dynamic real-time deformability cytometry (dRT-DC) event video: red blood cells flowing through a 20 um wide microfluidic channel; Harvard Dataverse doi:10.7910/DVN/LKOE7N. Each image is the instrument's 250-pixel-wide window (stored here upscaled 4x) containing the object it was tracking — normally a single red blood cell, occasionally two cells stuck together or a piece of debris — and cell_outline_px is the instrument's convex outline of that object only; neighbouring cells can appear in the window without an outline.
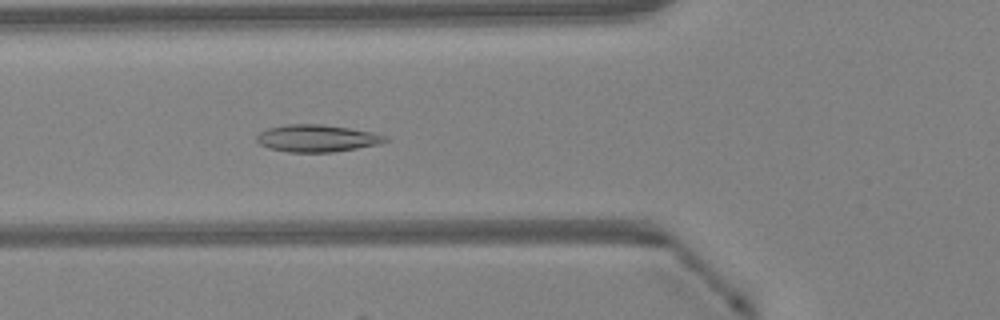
{"species": "Egyptian fruit bat (a non-hibernating species)", "species_latin": "Rousettus aegyptiacus", "temperature_condition": "warm", "stored_images_in_passage": 37, "camera_frame_rate_fps": 3000, "um_per_image_px": 0.085, "animal": {"sex": "female"}, "frame": {"image": 1, "passage_image": 7, "time_ms": 2.0, "image_size_px": [1000, 320], "cell_outline_px": [[392, 140], [380, 144], [332, 152], [288, 152], [268, 148], [260, 144], [256, 140], [256, 136], [260, 132], [268, 128], [288, 124], [320, 124], [348, 128], [372, 132], [388, 136]], "centroid_in_image_um": [26.97, 11.76], "position_along_channel_um": 98.8, "area_um2": 20.4}}
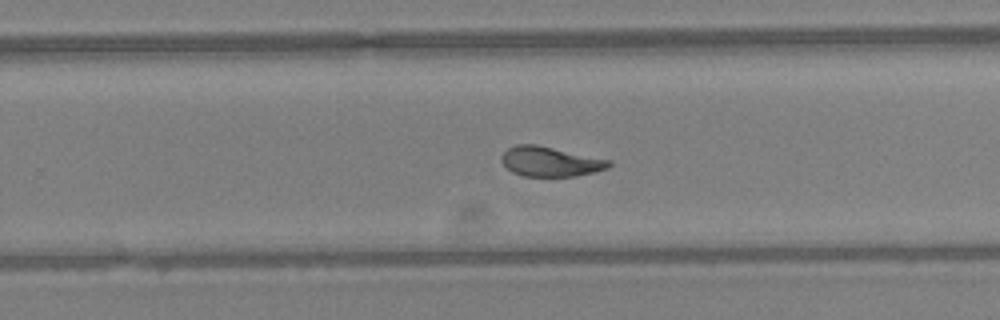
{"frame": {"image": 2, "passage_image": 20, "time_ms": 6.333, "image_size_px": [1000, 320], "cell_outline_px": [[612, 164], [608, 168], [576, 176], [524, 176], [512, 172], [500, 160], [500, 156], [508, 148], [516, 144], [536, 144], [612, 160]], "centroid_in_image_um": [46.77, 13.72], "position_along_channel_um": 283.0, "area_um2": 18.67}}
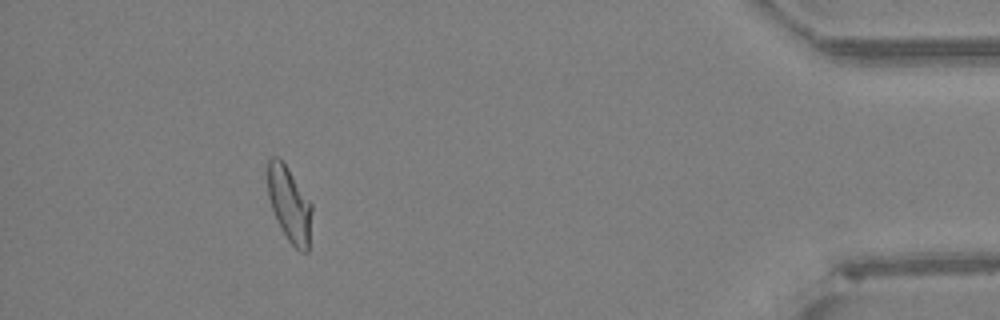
{"frame": {"image": 3, "passage_image": 33, "time_ms": 10.667, "image_size_px": [1000, 320], "cell_outline_px": [[312, 212], [308, 252], [300, 252], [288, 240], [272, 208], [268, 196], [268, 160], [272, 156], [276, 156], [284, 164], [312, 204]], "centroid_in_image_um": [24.62, 17.39], "position_along_channel_um": 410.6, "area_um2": 18.79}, "authors_computed_cell_mechanics": {"area_um2": 19.1318, "velocity_mm_per_s": 4.2736, "shape_relaxation_time_tau1_ms": 4.827, "shape_relaxation_time_tau2_ms": 1.2967, "deformation_change_tau1": 0.1636, "deformation_change_tau2": 0.0738}}